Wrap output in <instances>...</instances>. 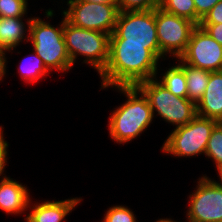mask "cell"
<instances>
[{"label":"cell","instance_id":"7","mask_svg":"<svg viewBox=\"0 0 222 222\" xmlns=\"http://www.w3.org/2000/svg\"><path fill=\"white\" fill-rule=\"evenodd\" d=\"M218 123L216 120L196 115L186 125L178 126L171 131L161 151L186 158L205 154L212 130Z\"/></svg>","mask_w":222,"mask_h":222},{"label":"cell","instance_id":"22","mask_svg":"<svg viewBox=\"0 0 222 222\" xmlns=\"http://www.w3.org/2000/svg\"><path fill=\"white\" fill-rule=\"evenodd\" d=\"M105 213L102 222H137L131 209L123 205L112 206Z\"/></svg>","mask_w":222,"mask_h":222},{"label":"cell","instance_id":"29","mask_svg":"<svg viewBox=\"0 0 222 222\" xmlns=\"http://www.w3.org/2000/svg\"><path fill=\"white\" fill-rule=\"evenodd\" d=\"M85 1L97 2V3L117 2V0H85Z\"/></svg>","mask_w":222,"mask_h":222},{"label":"cell","instance_id":"15","mask_svg":"<svg viewBox=\"0 0 222 222\" xmlns=\"http://www.w3.org/2000/svg\"><path fill=\"white\" fill-rule=\"evenodd\" d=\"M23 20V18L0 17V48L11 52L20 42L25 40L28 42L29 36L25 33L29 32V27L26 29Z\"/></svg>","mask_w":222,"mask_h":222},{"label":"cell","instance_id":"3","mask_svg":"<svg viewBox=\"0 0 222 222\" xmlns=\"http://www.w3.org/2000/svg\"><path fill=\"white\" fill-rule=\"evenodd\" d=\"M59 27L50 25L38 17L27 18L29 40L49 71L67 72L73 65L67 53L63 35L64 18Z\"/></svg>","mask_w":222,"mask_h":222},{"label":"cell","instance_id":"24","mask_svg":"<svg viewBox=\"0 0 222 222\" xmlns=\"http://www.w3.org/2000/svg\"><path fill=\"white\" fill-rule=\"evenodd\" d=\"M200 23H222V0L213 6Z\"/></svg>","mask_w":222,"mask_h":222},{"label":"cell","instance_id":"26","mask_svg":"<svg viewBox=\"0 0 222 222\" xmlns=\"http://www.w3.org/2000/svg\"><path fill=\"white\" fill-rule=\"evenodd\" d=\"M199 26L203 28L220 45H222V23H200Z\"/></svg>","mask_w":222,"mask_h":222},{"label":"cell","instance_id":"14","mask_svg":"<svg viewBox=\"0 0 222 222\" xmlns=\"http://www.w3.org/2000/svg\"><path fill=\"white\" fill-rule=\"evenodd\" d=\"M196 107L197 115L222 122V70L210 73L203 98Z\"/></svg>","mask_w":222,"mask_h":222},{"label":"cell","instance_id":"31","mask_svg":"<svg viewBox=\"0 0 222 222\" xmlns=\"http://www.w3.org/2000/svg\"><path fill=\"white\" fill-rule=\"evenodd\" d=\"M155 222H177V221H173L172 219H169V218H162V219H158L157 221Z\"/></svg>","mask_w":222,"mask_h":222},{"label":"cell","instance_id":"6","mask_svg":"<svg viewBox=\"0 0 222 222\" xmlns=\"http://www.w3.org/2000/svg\"><path fill=\"white\" fill-rule=\"evenodd\" d=\"M110 40H124V44L147 45V49L160 60L155 9L120 11Z\"/></svg>","mask_w":222,"mask_h":222},{"label":"cell","instance_id":"19","mask_svg":"<svg viewBox=\"0 0 222 222\" xmlns=\"http://www.w3.org/2000/svg\"><path fill=\"white\" fill-rule=\"evenodd\" d=\"M160 8L165 12L187 18L199 25L201 19L196 15L194 0H160Z\"/></svg>","mask_w":222,"mask_h":222},{"label":"cell","instance_id":"17","mask_svg":"<svg viewBox=\"0 0 222 222\" xmlns=\"http://www.w3.org/2000/svg\"><path fill=\"white\" fill-rule=\"evenodd\" d=\"M157 81L175 96L187 98L186 75L179 65L168 68Z\"/></svg>","mask_w":222,"mask_h":222},{"label":"cell","instance_id":"20","mask_svg":"<svg viewBox=\"0 0 222 222\" xmlns=\"http://www.w3.org/2000/svg\"><path fill=\"white\" fill-rule=\"evenodd\" d=\"M205 156L215 162L217 170L222 168V122H219L212 130Z\"/></svg>","mask_w":222,"mask_h":222},{"label":"cell","instance_id":"28","mask_svg":"<svg viewBox=\"0 0 222 222\" xmlns=\"http://www.w3.org/2000/svg\"><path fill=\"white\" fill-rule=\"evenodd\" d=\"M6 50L0 48V81H3V77L5 76L6 73V63H7V58L6 56Z\"/></svg>","mask_w":222,"mask_h":222},{"label":"cell","instance_id":"25","mask_svg":"<svg viewBox=\"0 0 222 222\" xmlns=\"http://www.w3.org/2000/svg\"><path fill=\"white\" fill-rule=\"evenodd\" d=\"M220 0H194L196 15L202 20Z\"/></svg>","mask_w":222,"mask_h":222},{"label":"cell","instance_id":"10","mask_svg":"<svg viewBox=\"0 0 222 222\" xmlns=\"http://www.w3.org/2000/svg\"><path fill=\"white\" fill-rule=\"evenodd\" d=\"M189 196L188 222H222V188L206 175Z\"/></svg>","mask_w":222,"mask_h":222},{"label":"cell","instance_id":"21","mask_svg":"<svg viewBox=\"0 0 222 222\" xmlns=\"http://www.w3.org/2000/svg\"><path fill=\"white\" fill-rule=\"evenodd\" d=\"M28 0H0V17L23 18L27 14Z\"/></svg>","mask_w":222,"mask_h":222},{"label":"cell","instance_id":"2","mask_svg":"<svg viewBox=\"0 0 222 222\" xmlns=\"http://www.w3.org/2000/svg\"><path fill=\"white\" fill-rule=\"evenodd\" d=\"M114 88L123 93L127 100L111 112L108 121L109 135L115 142L124 144L142 134L155 115L147 98L136 86Z\"/></svg>","mask_w":222,"mask_h":222},{"label":"cell","instance_id":"27","mask_svg":"<svg viewBox=\"0 0 222 222\" xmlns=\"http://www.w3.org/2000/svg\"><path fill=\"white\" fill-rule=\"evenodd\" d=\"M8 143L3 136V129L0 131V176L3 174L7 163Z\"/></svg>","mask_w":222,"mask_h":222},{"label":"cell","instance_id":"18","mask_svg":"<svg viewBox=\"0 0 222 222\" xmlns=\"http://www.w3.org/2000/svg\"><path fill=\"white\" fill-rule=\"evenodd\" d=\"M19 64L18 72L26 83L29 82L33 84L36 81L38 82L39 79L44 78L48 73L50 74V71L44 65L42 59L34 53V51L28 58H23Z\"/></svg>","mask_w":222,"mask_h":222},{"label":"cell","instance_id":"1","mask_svg":"<svg viewBox=\"0 0 222 222\" xmlns=\"http://www.w3.org/2000/svg\"><path fill=\"white\" fill-rule=\"evenodd\" d=\"M159 60L147 45L124 44V40H110L109 60L99 74L102 88L136 86L157 77Z\"/></svg>","mask_w":222,"mask_h":222},{"label":"cell","instance_id":"11","mask_svg":"<svg viewBox=\"0 0 222 222\" xmlns=\"http://www.w3.org/2000/svg\"><path fill=\"white\" fill-rule=\"evenodd\" d=\"M184 63L210 72L222 70V45L197 25L186 51L179 57Z\"/></svg>","mask_w":222,"mask_h":222},{"label":"cell","instance_id":"4","mask_svg":"<svg viewBox=\"0 0 222 222\" xmlns=\"http://www.w3.org/2000/svg\"><path fill=\"white\" fill-rule=\"evenodd\" d=\"M63 35L67 53L74 66L77 56L85 57L84 63L100 74L109 60L110 34L80 28L69 23L64 17Z\"/></svg>","mask_w":222,"mask_h":222},{"label":"cell","instance_id":"8","mask_svg":"<svg viewBox=\"0 0 222 222\" xmlns=\"http://www.w3.org/2000/svg\"><path fill=\"white\" fill-rule=\"evenodd\" d=\"M68 9L63 17L74 26L112 34L115 29L119 8L117 2L97 3L85 0H67Z\"/></svg>","mask_w":222,"mask_h":222},{"label":"cell","instance_id":"13","mask_svg":"<svg viewBox=\"0 0 222 222\" xmlns=\"http://www.w3.org/2000/svg\"><path fill=\"white\" fill-rule=\"evenodd\" d=\"M82 198H70L60 201H44L28 208L31 212L25 217L26 222H62L80 203Z\"/></svg>","mask_w":222,"mask_h":222},{"label":"cell","instance_id":"23","mask_svg":"<svg viewBox=\"0 0 222 222\" xmlns=\"http://www.w3.org/2000/svg\"><path fill=\"white\" fill-rule=\"evenodd\" d=\"M119 11H146L160 6V0H117Z\"/></svg>","mask_w":222,"mask_h":222},{"label":"cell","instance_id":"12","mask_svg":"<svg viewBox=\"0 0 222 222\" xmlns=\"http://www.w3.org/2000/svg\"><path fill=\"white\" fill-rule=\"evenodd\" d=\"M0 179V209L10 214H21L30 203V192L25 185L6 175Z\"/></svg>","mask_w":222,"mask_h":222},{"label":"cell","instance_id":"30","mask_svg":"<svg viewBox=\"0 0 222 222\" xmlns=\"http://www.w3.org/2000/svg\"><path fill=\"white\" fill-rule=\"evenodd\" d=\"M218 175H219V179H220V183L217 181L216 183L222 188V168L217 170Z\"/></svg>","mask_w":222,"mask_h":222},{"label":"cell","instance_id":"9","mask_svg":"<svg viewBox=\"0 0 222 222\" xmlns=\"http://www.w3.org/2000/svg\"><path fill=\"white\" fill-rule=\"evenodd\" d=\"M157 37L160 48V59L179 58L185 51L193 29L197 26L191 20L155 8Z\"/></svg>","mask_w":222,"mask_h":222},{"label":"cell","instance_id":"16","mask_svg":"<svg viewBox=\"0 0 222 222\" xmlns=\"http://www.w3.org/2000/svg\"><path fill=\"white\" fill-rule=\"evenodd\" d=\"M179 66L184 70L187 84V98L197 103L203 98L205 89L210 78V71L192 67L184 63L180 58H176Z\"/></svg>","mask_w":222,"mask_h":222},{"label":"cell","instance_id":"5","mask_svg":"<svg viewBox=\"0 0 222 222\" xmlns=\"http://www.w3.org/2000/svg\"><path fill=\"white\" fill-rule=\"evenodd\" d=\"M147 98L153 114L178 127L186 125L197 115L196 104L188 98L175 96L157 81V78L142 81L136 85Z\"/></svg>","mask_w":222,"mask_h":222}]
</instances>
